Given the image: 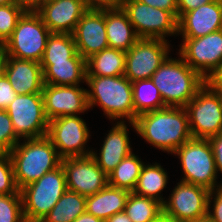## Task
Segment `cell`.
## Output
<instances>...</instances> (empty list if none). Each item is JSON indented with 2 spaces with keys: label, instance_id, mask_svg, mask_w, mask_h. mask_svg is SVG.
<instances>
[{
  "label": "cell",
  "instance_id": "cell-1",
  "mask_svg": "<svg viewBox=\"0 0 222 222\" xmlns=\"http://www.w3.org/2000/svg\"><path fill=\"white\" fill-rule=\"evenodd\" d=\"M129 123L149 144L168 153L192 139L184 107L166 106L140 114Z\"/></svg>",
  "mask_w": 222,
  "mask_h": 222
},
{
  "label": "cell",
  "instance_id": "cell-2",
  "mask_svg": "<svg viewBox=\"0 0 222 222\" xmlns=\"http://www.w3.org/2000/svg\"><path fill=\"white\" fill-rule=\"evenodd\" d=\"M24 140L22 144L19 141L8 153L19 190L58 168L62 160L47 136Z\"/></svg>",
  "mask_w": 222,
  "mask_h": 222
},
{
  "label": "cell",
  "instance_id": "cell-3",
  "mask_svg": "<svg viewBox=\"0 0 222 222\" xmlns=\"http://www.w3.org/2000/svg\"><path fill=\"white\" fill-rule=\"evenodd\" d=\"M151 80L158 88L165 106L185 107L206 80L183 59L169 56L153 73Z\"/></svg>",
  "mask_w": 222,
  "mask_h": 222
},
{
  "label": "cell",
  "instance_id": "cell-4",
  "mask_svg": "<svg viewBox=\"0 0 222 222\" xmlns=\"http://www.w3.org/2000/svg\"><path fill=\"white\" fill-rule=\"evenodd\" d=\"M88 106L100 105L109 119L134 122L132 82L121 76H86Z\"/></svg>",
  "mask_w": 222,
  "mask_h": 222
},
{
  "label": "cell",
  "instance_id": "cell-5",
  "mask_svg": "<svg viewBox=\"0 0 222 222\" xmlns=\"http://www.w3.org/2000/svg\"><path fill=\"white\" fill-rule=\"evenodd\" d=\"M51 31L37 12H24L2 47L8 56L41 62Z\"/></svg>",
  "mask_w": 222,
  "mask_h": 222
},
{
  "label": "cell",
  "instance_id": "cell-6",
  "mask_svg": "<svg viewBox=\"0 0 222 222\" xmlns=\"http://www.w3.org/2000/svg\"><path fill=\"white\" fill-rule=\"evenodd\" d=\"M66 190L67 183L62 165L23 187L20 192L25 221L40 222Z\"/></svg>",
  "mask_w": 222,
  "mask_h": 222
},
{
  "label": "cell",
  "instance_id": "cell-7",
  "mask_svg": "<svg viewBox=\"0 0 222 222\" xmlns=\"http://www.w3.org/2000/svg\"><path fill=\"white\" fill-rule=\"evenodd\" d=\"M194 139H208L222 132V93L207 82L184 107Z\"/></svg>",
  "mask_w": 222,
  "mask_h": 222
},
{
  "label": "cell",
  "instance_id": "cell-8",
  "mask_svg": "<svg viewBox=\"0 0 222 222\" xmlns=\"http://www.w3.org/2000/svg\"><path fill=\"white\" fill-rule=\"evenodd\" d=\"M173 154L179 156L184 178L181 181L203 186L209 190L217 186V170L208 139H194L178 147Z\"/></svg>",
  "mask_w": 222,
  "mask_h": 222
},
{
  "label": "cell",
  "instance_id": "cell-9",
  "mask_svg": "<svg viewBox=\"0 0 222 222\" xmlns=\"http://www.w3.org/2000/svg\"><path fill=\"white\" fill-rule=\"evenodd\" d=\"M6 111L19 139L47 135L49 120L45 114L42 93L17 95Z\"/></svg>",
  "mask_w": 222,
  "mask_h": 222
},
{
  "label": "cell",
  "instance_id": "cell-10",
  "mask_svg": "<svg viewBox=\"0 0 222 222\" xmlns=\"http://www.w3.org/2000/svg\"><path fill=\"white\" fill-rule=\"evenodd\" d=\"M122 9L140 38L166 40L165 36L178 34V19L170 11L138 0H124Z\"/></svg>",
  "mask_w": 222,
  "mask_h": 222
},
{
  "label": "cell",
  "instance_id": "cell-11",
  "mask_svg": "<svg viewBox=\"0 0 222 222\" xmlns=\"http://www.w3.org/2000/svg\"><path fill=\"white\" fill-rule=\"evenodd\" d=\"M210 190L180 181L173 189L169 201L163 204V215L177 222H192L207 218Z\"/></svg>",
  "mask_w": 222,
  "mask_h": 222
},
{
  "label": "cell",
  "instance_id": "cell-12",
  "mask_svg": "<svg viewBox=\"0 0 222 222\" xmlns=\"http://www.w3.org/2000/svg\"><path fill=\"white\" fill-rule=\"evenodd\" d=\"M178 53L207 81L222 65V29L200 38H183Z\"/></svg>",
  "mask_w": 222,
  "mask_h": 222
},
{
  "label": "cell",
  "instance_id": "cell-13",
  "mask_svg": "<svg viewBox=\"0 0 222 222\" xmlns=\"http://www.w3.org/2000/svg\"><path fill=\"white\" fill-rule=\"evenodd\" d=\"M89 130L84 120L78 116L57 117L49 121L47 137L63 158L85 157L91 150H85ZM60 151H59V150Z\"/></svg>",
  "mask_w": 222,
  "mask_h": 222
},
{
  "label": "cell",
  "instance_id": "cell-14",
  "mask_svg": "<svg viewBox=\"0 0 222 222\" xmlns=\"http://www.w3.org/2000/svg\"><path fill=\"white\" fill-rule=\"evenodd\" d=\"M169 46L167 40L140 38L126 52L124 76L131 82L151 79L168 57Z\"/></svg>",
  "mask_w": 222,
  "mask_h": 222
},
{
  "label": "cell",
  "instance_id": "cell-15",
  "mask_svg": "<svg viewBox=\"0 0 222 222\" xmlns=\"http://www.w3.org/2000/svg\"><path fill=\"white\" fill-rule=\"evenodd\" d=\"M61 165L65 173L67 190L87 197L108 185V175L98 166L92 155L63 158Z\"/></svg>",
  "mask_w": 222,
  "mask_h": 222
},
{
  "label": "cell",
  "instance_id": "cell-16",
  "mask_svg": "<svg viewBox=\"0 0 222 222\" xmlns=\"http://www.w3.org/2000/svg\"><path fill=\"white\" fill-rule=\"evenodd\" d=\"M79 86L44 84L42 96L45 114L49 121L57 117L77 116L89 109L87 90Z\"/></svg>",
  "mask_w": 222,
  "mask_h": 222
},
{
  "label": "cell",
  "instance_id": "cell-17",
  "mask_svg": "<svg viewBox=\"0 0 222 222\" xmlns=\"http://www.w3.org/2000/svg\"><path fill=\"white\" fill-rule=\"evenodd\" d=\"M72 35L77 52L85 60L108 48L105 8H89L78 21Z\"/></svg>",
  "mask_w": 222,
  "mask_h": 222
},
{
  "label": "cell",
  "instance_id": "cell-18",
  "mask_svg": "<svg viewBox=\"0 0 222 222\" xmlns=\"http://www.w3.org/2000/svg\"><path fill=\"white\" fill-rule=\"evenodd\" d=\"M88 9L84 0H47L37 13L51 33L72 34Z\"/></svg>",
  "mask_w": 222,
  "mask_h": 222
},
{
  "label": "cell",
  "instance_id": "cell-19",
  "mask_svg": "<svg viewBox=\"0 0 222 222\" xmlns=\"http://www.w3.org/2000/svg\"><path fill=\"white\" fill-rule=\"evenodd\" d=\"M222 29V0H214L178 19V34L183 38H200Z\"/></svg>",
  "mask_w": 222,
  "mask_h": 222
},
{
  "label": "cell",
  "instance_id": "cell-20",
  "mask_svg": "<svg viewBox=\"0 0 222 222\" xmlns=\"http://www.w3.org/2000/svg\"><path fill=\"white\" fill-rule=\"evenodd\" d=\"M4 74L17 95L42 93L43 71L39 62L8 56Z\"/></svg>",
  "mask_w": 222,
  "mask_h": 222
},
{
  "label": "cell",
  "instance_id": "cell-21",
  "mask_svg": "<svg viewBox=\"0 0 222 222\" xmlns=\"http://www.w3.org/2000/svg\"><path fill=\"white\" fill-rule=\"evenodd\" d=\"M125 121H118L109 131L103 141L101 152L98 156L92 151L91 155L97 162L98 166L107 174L111 173L115 167L127 156L132 153L128 129Z\"/></svg>",
  "mask_w": 222,
  "mask_h": 222
},
{
  "label": "cell",
  "instance_id": "cell-22",
  "mask_svg": "<svg viewBox=\"0 0 222 222\" xmlns=\"http://www.w3.org/2000/svg\"><path fill=\"white\" fill-rule=\"evenodd\" d=\"M44 84L72 86L86 80V60L77 52L67 62H40Z\"/></svg>",
  "mask_w": 222,
  "mask_h": 222
},
{
  "label": "cell",
  "instance_id": "cell-23",
  "mask_svg": "<svg viewBox=\"0 0 222 222\" xmlns=\"http://www.w3.org/2000/svg\"><path fill=\"white\" fill-rule=\"evenodd\" d=\"M105 26L109 48L127 52L140 39L122 7L105 8Z\"/></svg>",
  "mask_w": 222,
  "mask_h": 222
},
{
  "label": "cell",
  "instance_id": "cell-24",
  "mask_svg": "<svg viewBox=\"0 0 222 222\" xmlns=\"http://www.w3.org/2000/svg\"><path fill=\"white\" fill-rule=\"evenodd\" d=\"M129 191L107 185L104 189L86 197V212L106 220L116 213L124 212Z\"/></svg>",
  "mask_w": 222,
  "mask_h": 222
},
{
  "label": "cell",
  "instance_id": "cell-25",
  "mask_svg": "<svg viewBox=\"0 0 222 222\" xmlns=\"http://www.w3.org/2000/svg\"><path fill=\"white\" fill-rule=\"evenodd\" d=\"M126 52L106 48L86 59V76H121L125 71Z\"/></svg>",
  "mask_w": 222,
  "mask_h": 222
},
{
  "label": "cell",
  "instance_id": "cell-26",
  "mask_svg": "<svg viewBox=\"0 0 222 222\" xmlns=\"http://www.w3.org/2000/svg\"><path fill=\"white\" fill-rule=\"evenodd\" d=\"M167 180V173L158 163L143 165L133 193L139 196L153 198L161 204H164L166 200H164L160 194L166 187Z\"/></svg>",
  "mask_w": 222,
  "mask_h": 222
},
{
  "label": "cell",
  "instance_id": "cell-27",
  "mask_svg": "<svg viewBox=\"0 0 222 222\" xmlns=\"http://www.w3.org/2000/svg\"><path fill=\"white\" fill-rule=\"evenodd\" d=\"M86 197L66 190L51 211L40 222H73L86 211Z\"/></svg>",
  "mask_w": 222,
  "mask_h": 222
},
{
  "label": "cell",
  "instance_id": "cell-28",
  "mask_svg": "<svg viewBox=\"0 0 222 222\" xmlns=\"http://www.w3.org/2000/svg\"><path fill=\"white\" fill-rule=\"evenodd\" d=\"M134 122L138 115L166 107L158 88L151 79L132 82Z\"/></svg>",
  "mask_w": 222,
  "mask_h": 222
},
{
  "label": "cell",
  "instance_id": "cell-29",
  "mask_svg": "<svg viewBox=\"0 0 222 222\" xmlns=\"http://www.w3.org/2000/svg\"><path fill=\"white\" fill-rule=\"evenodd\" d=\"M124 212L132 222H156L163 215V204L130 192Z\"/></svg>",
  "mask_w": 222,
  "mask_h": 222
},
{
  "label": "cell",
  "instance_id": "cell-30",
  "mask_svg": "<svg viewBox=\"0 0 222 222\" xmlns=\"http://www.w3.org/2000/svg\"><path fill=\"white\" fill-rule=\"evenodd\" d=\"M144 163L131 153L108 175V184L133 192Z\"/></svg>",
  "mask_w": 222,
  "mask_h": 222
},
{
  "label": "cell",
  "instance_id": "cell-31",
  "mask_svg": "<svg viewBox=\"0 0 222 222\" xmlns=\"http://www.w3.org/2000/svg\"><path fill=\"white\" fill-rule=\"evenodd\" d=\"M77 53L72 34L51 33L41 62H67Z\"/></svg>",
  "mask_w": 222,
  "mask_h": 222
},
{
  "label": "cell",
  "instance_id": "cell-32",
  "mask_svg": "<svg viewBox=\"0 0 222 222\" xmlns=\"http://www.w3.org/2000/svg\"><path fill=\"white\" fill-rule=\"evenodd\" d=\"M0 222H26L21 193L0 195Z\"/></svg>",
  "mask_w": 222,
  "mask_h": 222
},
{
  "label": "cell",
  "instance_id": "cell-33",
  "mask_svg": "<svg viewBox=\"0 0 222 222\" xmlns=\"http://www.w3.org/2000/svg\"><path fill=\"white\" fill-rule=\"evenodd\" d=\"M23 13L15 3L0 5V46L11 36Z\"/></svg>",
  "mask_w": 222,
  "mask_h": 222
},
{
  "label": "cell",
  "instance_id": "cell-34",
  "mask_svg": "<svg viewBox=\"0 0 222 222\" xmlns=\"http://www.w3.org/2000/svg\"><path fill=\"white\" fill-rule=\"evenodd\" d=\"M21 193L15 182L9 154H0V195Z\"/></svg>",
  "mask_w": 222,
  "mask_h": 222
},
{
  "label": "cell",
  "instance_id": "cell-35",
  "mask_svg": "<svg viewBox=\"0 0 222 222\" xmlns=\"http://www.w3.org/2000/svg\"><path fill=\"white\" fill-rule=\"evenodd\" d=\"M19 140L7 111L0 109V154H8Z\"/></svg>",
  "mask_w": 222,
  "mask_h": 222
},
{
  "label": "cell",
  "instance_id": "cell-36",
  "mask_svg": "<svg viewBox=\"0 0 222 222\" xmlns=\"http://www.w3.org/2000/svg\"><path fill=\"white\" fill-rule=\"evenodd\" d=\"M213 194L214 197H213ZM213 200L212 212L210 211L211 199ZM207 218L211 222H222V186L215 188L214 190H210L209 198H208V215Z\"/></svg>",
  "mask_w": 222,
  "mask_h": 222
},
{
  "label": "cell",
  "instance_id": "cell-37",
  "mask_svg": "<svg viewBox=\"0 0 222 222\" xmlns=\"http://www.w3.org/2000/svg\"><path fill=\"white\" fill-rule=\"evenodd\" d=\"M16 96L17 93L14 91L8 78L4 74L0 77V109L6 110Z\"/></svg>",
  "mask_w": 222,
  "mask_h": 222
},
{
  "label": "cell",
  "instance_id": "cell-38",
  "mask_svg": "<svg viewBox=\"0 0 222 222\" xmlns=\"http://www.w3.org/2000/svg\"><path fill=\"white\" fill-rule=\"evenodd\" d=\"M208 141L213 151L217 173L218 171L222 173V132L208 138Z\"/></svg>",
  "mask_w": 222,
  "mask_h": 222
},
{
  "label": "cell",
  "instance_id": "cell-39",
  "mask_svg": "<svg viewBox=\"0 0 222 222\" xmlns=\"http://www.w3.org/2000/svg\"><path fill=\"white\" fill-rule=\"evenodd\" d=\"M151 7L159 8L165 11H170L178 19L177 0H138Z\"/></svg>",
  "mask_w": 222,
  "mask_h": 222
},
{
  "label": "cell",
  "instance_id": "cell-40",
  "mask_svg": "<svg viewBox=\"0 0 222 222\" xmlns=\"http://www.w3.org/2000/svg\"><path fill=\"white\" fill-rule=\"evenodd\" d=\"M214 0H177L178 19L186 12L192 11Z\"/></svg>",
  "mask_w": 222,
  "mask_h": 222
},
{
  "label": "cell",
  "instance_id": "cell-41",
  "mask_svg": "<svg viewBox=\"0 0 222 222\" xmlns=\"http://www.w3.org/2000/svg\"><path fill=\"white\" fill-rule=\"evenodd\" d=\"M89 8H120L124 0H84Z\"/></svg>",
  "mask_w": 222,
  "mask_h": 222
},
{
  "label": "cell",
  "instance_id": "cell-42",
  "mask_svg": "<svg viewBox=\"0 0 222 222\" xmlns=\"http://www.w3.org/2000/svg\"><path fill=\"white\" fill-rule=\"evenodd\" d=\"M24 12H37L47 0H14Z\"/></svg>",
  "mask_w": 222,
  "mask_h": 222
},
{
  "label": "cell",
  "instance_id": "cell-43",
  "mask_svg": "<svg viewBox=\"0 0 222 222\" xmlns=\"http://www.w3.org/2000/svg\"><path fill=\"white\" fill-rule=\"evenodd\" d=\"M207 83L214 90L222 93V65L210 76Z\"/></svg>",
  "mask_w": 222,
  "mask_h": 222
},
{
  "label": "cell",
  "instance_id": "cell-44",
  "mask_svg": "<svg viewBox=\"0 0 222 222\" xmlns=\"http://www.w3.org/2000/svg\"><path fill=\"white\" fill-rule=\"evenodd\" d=\"M73 222H105V220L95 217L94 215H91L85 211L79 217H77Z\"/></svg>",
  "mask_w": 222,
  "mask_h": 222
},
{
  "label": "cell",
  "instance_id": "cell-45",
  "mask_svg": "<svg viewBox=\"0 0 222 222\" xmlns=\"http://www.w3.org/2000/svg\"><path fill=\"white\" fill-rule=\"evenodd\" d=\"M105 222H132L125 212L116 213L105 220Z\"/></svg>",
  "mask_w": 222,
  "mask_h": 222
},
{
  "label": "cell",
  "instance_id": "cell-46",
  "mask_svg": "<svg viewBox=\"0 0 222 222\" xmlns=\"http://www.w3.org/2000/svg\"><path fill=\"white\" fill-rule=\"evenodd\" d=\"M7 57L8 55L5 49L2 46H0V77L3 76L5 73V65H6Z\"/></svg>",
  "mask_w": 222,
  "mask_h": 222
},
{
  "label": "cell",
  "instance_id": "cell-47",
  "mask_svg": "<svg viewBox=\"0 0 222 222\" xmlns=\"http://www.w3.org/2000/svg\"><path fill=\"white\" fill-rule=\"evenodd\" d=\"M156 222H177V221L162 215Z\"/></svg>",
  "mask_w": 222,
  "mask_h": 222
},
{
  "label": "cell",
  "instance_id": "cell-48",
  "mask_svg": "<svg viewBox=\"0 0 222 222\" xmlns=\"http://www.w3.org/2000/svg\"><path fill=\"white\" fill-rule=\"evenodd\" d=\"M15 3L14 0H0V5H7V4H12Z\"/></svg>",
  "mask_w": 222,
  "mask_h": 222
},
{
  "label": "cell",
  "instance_id": "cell-49",
  "mask_svg": "<svg viewBox=\"0 0 222 222\" xmlns=\"http://www.w3.org/2000/svg\"><path fill=\"white\" fill-rule=\"evenodd\" d=\"M192 222H211L208 218L202 219V220H197V221H192Z\"/></svg>",
  "mask_w": 222,
  "mask_h": 222
}]
</instances>
